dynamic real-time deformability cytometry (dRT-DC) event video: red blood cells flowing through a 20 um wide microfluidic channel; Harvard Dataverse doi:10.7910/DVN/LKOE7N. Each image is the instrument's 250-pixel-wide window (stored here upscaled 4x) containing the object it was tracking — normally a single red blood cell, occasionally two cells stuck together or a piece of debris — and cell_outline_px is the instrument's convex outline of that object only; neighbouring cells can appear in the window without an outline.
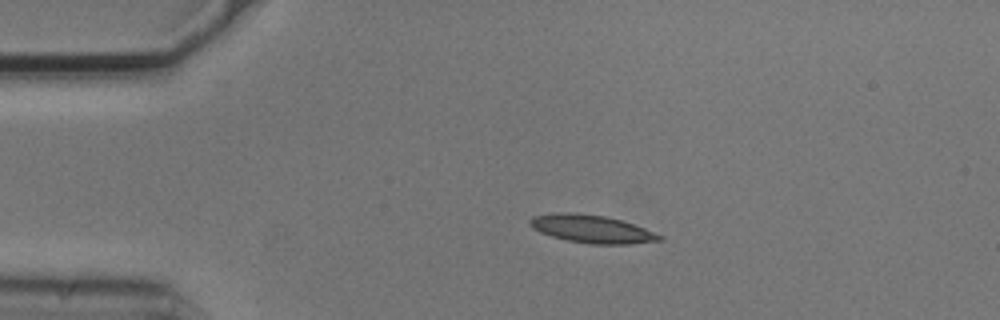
{"species": "common noctule bat (a hibernating species)", "species_latin": "Nyctalus noctula", "temperature_condition": "cold", "stored_images_in_passage": 4, "camera_frame_rate_fps": 3000, "um_per_image_px": 0.085, "animal": {"sex": "male", "body_mass_g": 20.5, "forearm_length_mm": 52.5}, "frame": {"image": 1, "passage_image": 3, "time_ms": 0.667, "image_size_px": [1000, 320], "cell_outline_px": [[664, 240], [628, 244], [592, 244], [568, 240], [552, 236], [540, 232], [532, 228], [528, 224], [528, 220], [532, 216], [552, 212], [572, 212], [604, 216], [620, 220], [644, 228], [664, 236]], "centroid_in_image_um": [50.26, 19.45], "position_along_channel_um": 34.7, "area_um2": 21.1}}